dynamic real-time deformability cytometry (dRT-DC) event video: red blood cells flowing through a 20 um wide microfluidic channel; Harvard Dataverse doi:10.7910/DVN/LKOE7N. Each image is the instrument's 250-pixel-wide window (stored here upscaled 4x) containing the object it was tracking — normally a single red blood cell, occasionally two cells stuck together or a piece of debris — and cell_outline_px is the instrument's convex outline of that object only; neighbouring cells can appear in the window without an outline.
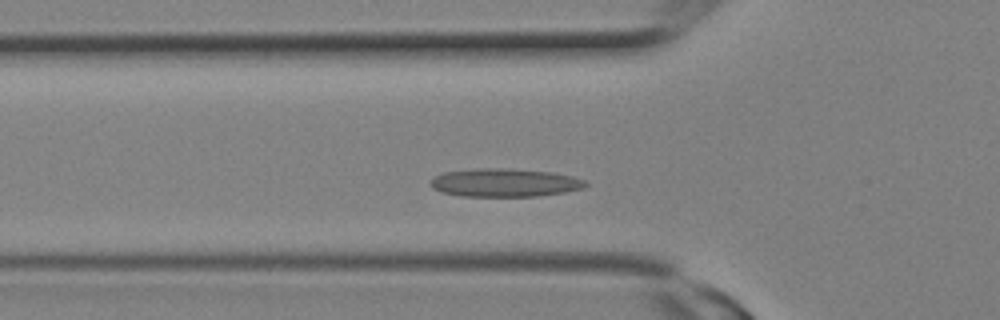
{"species": "Egyptian fruit bat (a non-hibernating species)", "species_latin": "Rousettus aegyptiacus", "temperature_condition": "room temperature", "stored_images_in_passage": 4, "camera_frame_rate_fps": 3000, "um_per_image_px": 0.085, "animal": {"sex": "female"}, "frame": {"image": 1, "passage_image": 2, "time_ms": 0.333, "image_size_px": [1000, 320], "cell_outline_px": [[588, 184], [584, 188], [564, 192], [536, 196], [460, 196], [440, 192], [432, 188], [432, 180], [436, 176], [444, 172], [476, 168], [508, 168], [552, 172], [572, 176], [584, 180]], "centroid_in_image_um": [42.9, 15.52], "position_along_channel_um": 82.9, "area_um2": 25.49}}
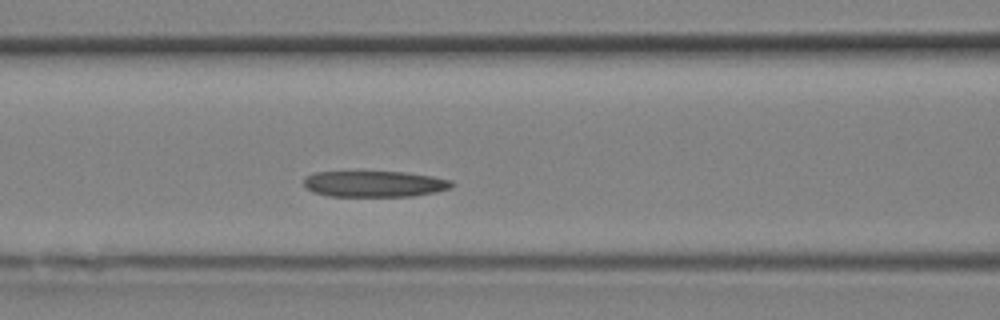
{"frame": {"image": 2, "passage_image": 4, "time_ms": 1.0, "image_size_px": [1000, 320], "cell_outline_px": [[452, 184], [448, 188], [436, 192], [412, 196], [328, 196], [312, 192], [304, 184], [304, 176], [316, 172], [404, 172], [432, 176], [452, 180]], "centroid_in_image_um": [31.8, 15.63], "position_along_channel_um": 134.8, "area_um2": 22.37}}